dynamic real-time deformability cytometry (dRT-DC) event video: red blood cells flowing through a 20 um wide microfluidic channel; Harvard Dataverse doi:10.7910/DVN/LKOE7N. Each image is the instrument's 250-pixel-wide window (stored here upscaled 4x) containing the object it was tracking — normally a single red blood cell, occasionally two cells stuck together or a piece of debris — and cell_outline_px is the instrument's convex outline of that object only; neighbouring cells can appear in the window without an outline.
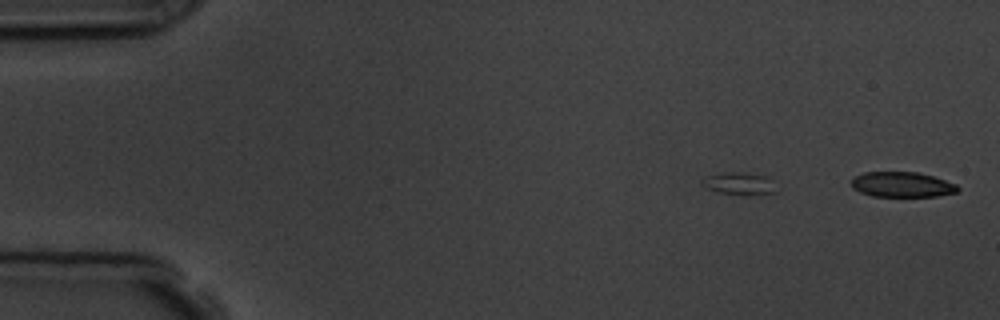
{"species": "common noctule bat (a hibernating species)", "species_latin": "Nyctalus noctula", "temperature_condition": "room temperature", "stored_images_in_passage": 2, "camera_frame_rate_fps": 3000, "um_per_image_px": 0.085, "animal": {"sex": "male", "body_mass_g": 19.5, "forearm_length_mm": 54.6}, "frame": {"image": 1, "passage_image": 2, "time_ms": 1.333, "image_size_px": [1000, 320], "cell_outline_px": [[960, 188], [956, 192], [936, 196], [872, 196], [860, 192], [852, 188], [852, 180], [856, 176], [864, 172], [916, 172], [932, 176], [956, 184]], "centroid_in_image_um": [76.66, 15.69], "position_along_channel_um": 8.3, "area_um2": 15.43}}